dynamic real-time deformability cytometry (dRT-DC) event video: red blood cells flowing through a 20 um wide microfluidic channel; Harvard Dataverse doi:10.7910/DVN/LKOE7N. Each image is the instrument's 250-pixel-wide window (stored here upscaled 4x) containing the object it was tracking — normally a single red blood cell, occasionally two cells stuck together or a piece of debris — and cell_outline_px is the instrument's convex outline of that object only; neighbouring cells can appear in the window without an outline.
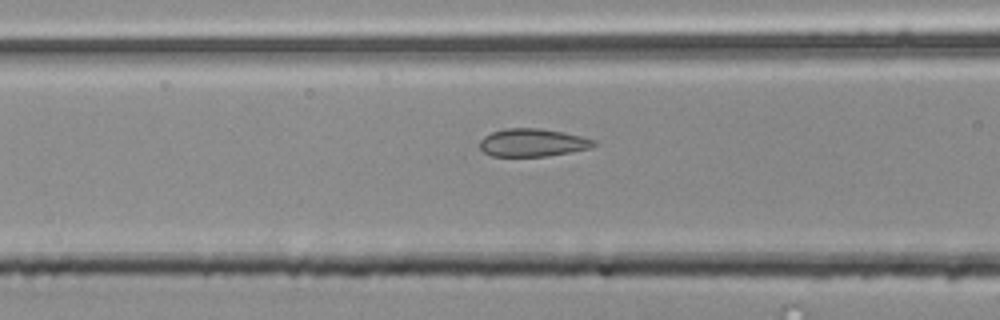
{"species": "common noctule bat (a hibernating species)", "species_latin": "Nyctalus noctula", "temperature_condition": "room temperature", "stored_images_in_passage": 31, "camera_frame_rate_fps": 3000, "um_per_image_px": 0.085, "animal": {"sex": "male", "body_mass_g": 20.4}, "frame": {"image": 1, "passage_image": 9, "time_ms": 2.667, "image_size_px": [1000, 320], "cell_outline_px": [[596, 144], [588, 148], [548, 156], [492, 156], [484, 152], [480, 148], [480, 140], [484, 136], [492, 132], [504, 128], [540, 128], [564, 132], [596, 140]], "centroid_in_image_um": [45.24, 12.11], "position_along_channel_um": 121.4, "area_um2": 18.44}}
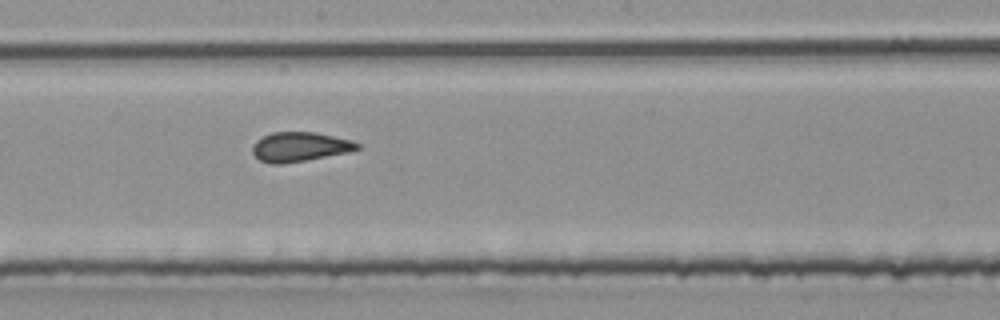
{"frame": {"image": 2, "passage_image": 17, "time_ms": 5.333, "image_size_px": [1000, 320], "cell_outline_px": [[360, 148], [348, 152], [284, 164], [272, 164], [260, 160], [252, 152], [252, 144], [256, 140], [272, 132], [316, 132], [352, 140], [360, 144]], "centroid_in_image_um": [25.47, 12.47], "position_along_channel_um": 222.7, "area_um2": 17.98}}
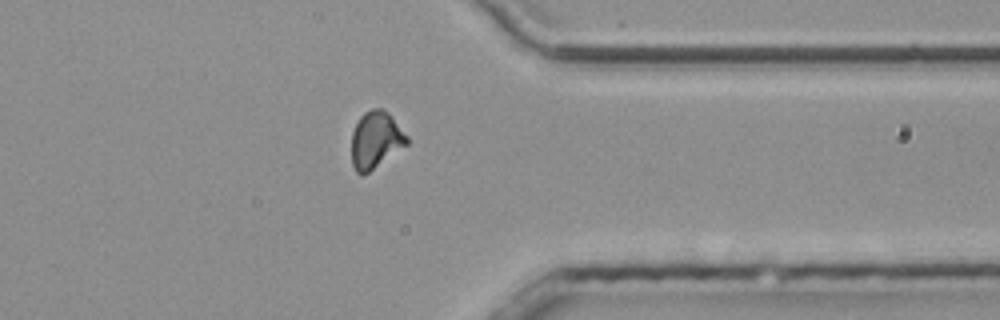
{"frame": {"image": 3, "passage_image": 30, "time_ms": 9.667, "image_size_px": [1000, 320], "cell_outline_px": [[408, 144], [364, 176], [360, 176], [356, 172], [352, 164], [352, 132], [360, 116], [364, 112], [372, 108], [380, 108], [388, 112], [408, 136]], "centroid_in_image_um": [31.93, 11.91], "position_along_channel_um": 379.5, "area_um2": 18.5}}